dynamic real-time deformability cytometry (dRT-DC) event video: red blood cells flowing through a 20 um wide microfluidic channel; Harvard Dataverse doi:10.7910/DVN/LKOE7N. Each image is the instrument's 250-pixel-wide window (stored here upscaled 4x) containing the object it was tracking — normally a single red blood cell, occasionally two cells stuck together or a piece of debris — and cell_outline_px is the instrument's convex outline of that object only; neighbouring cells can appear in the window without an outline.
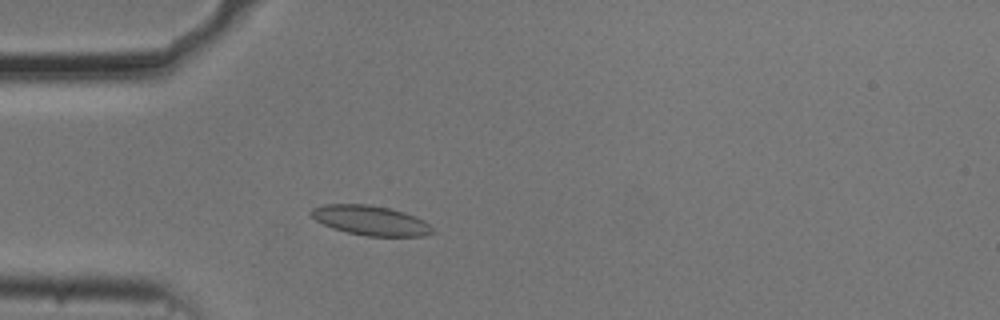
{"species": "common noctule bat (a hibernating species)", "species_latin": "Nyctalus noctula", "temperature_condition": "cold", "stored_images_in_passage": 50, "camera_frame_rate_fps": 3000, "um_per_image_px": 0.085, "animal": {"sex": "male", "body_mass_g": 20.5, "forearm_length_mm": 52.5}, "frame": {"image": 1, "passage_image": 11, "time_ms": 3.333, "image_size_px": [1000, 320], "cell_outline_px": [[436, 232], [424, 236], [364, 236], [348, 232], [324, 224], [316, 220], [312, 216], [312, 208], [324, 204], [368, 204], [388, 208], [404, 212], [424, 220], [436, 228]], "centroid_in_image_um": [31.58, 18.74], "position_along_channel_um": 53.4, "area_um2": 20.92}}
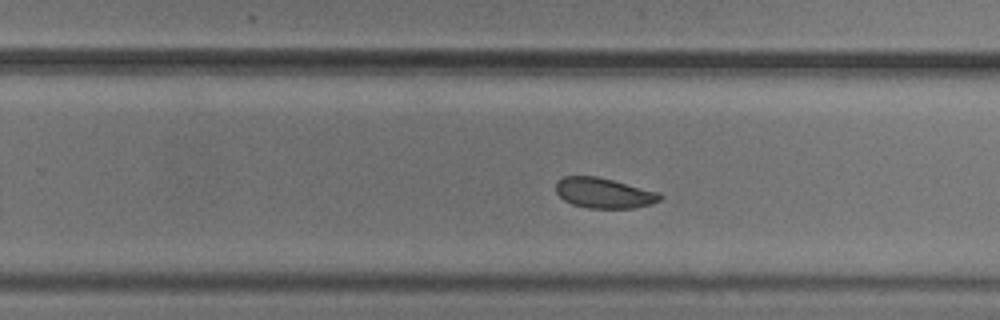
{"frame": {"image": 2, "passage_image": 30, "time_ms": 9.667, "image_size_px": [1000, 320], "cell_outline_px": [[664, 196], [660, 200], [652, 204], [632, 208], [588, 208], [572, 204], [564, 200], [556, 192], [556, 180], [564, 176], [596, 176], [660, 192]], "centroid_in_image_um": [51.34, 16.4], "position_along_channel_um": 278.5, "area_um2": 18.44}}
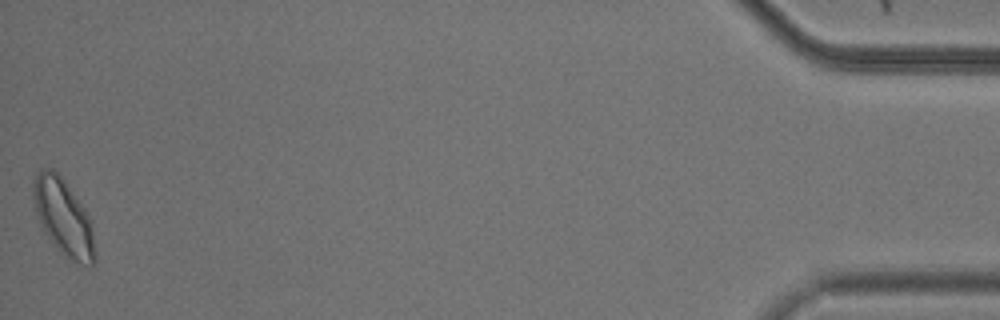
{"frame": {"image": 3, "passage_image": 50, "time_ms": 16.333, "image_size_px": [1000, 320], "cell_outline_px": [[96, 264], [92, 268], [88, 268], [68, 260], [56, 248], [44, 232], [40, 224], [36, 212], [32, 196], [32, 180], [40, 168], [52, 168], [64, 180], [84, 208], [92, 220], [96, 252]], "centroid_in_image_um": [5.42, 18.54], "position_along_channel_um": 429.8, "area_um2": 28.26}, "authors_computed_cell_mechanics": {"area_um2": 20.0855, "velocity_mm_per_s": 3.6785, "shape_relaxation_time_tau1_ms": 4.7386, "shape_relaxation_time_tau2_ms": 2.0402, "deformation_change_tau1": 0.0836, "deformation_change_tau2": 0.0441}}